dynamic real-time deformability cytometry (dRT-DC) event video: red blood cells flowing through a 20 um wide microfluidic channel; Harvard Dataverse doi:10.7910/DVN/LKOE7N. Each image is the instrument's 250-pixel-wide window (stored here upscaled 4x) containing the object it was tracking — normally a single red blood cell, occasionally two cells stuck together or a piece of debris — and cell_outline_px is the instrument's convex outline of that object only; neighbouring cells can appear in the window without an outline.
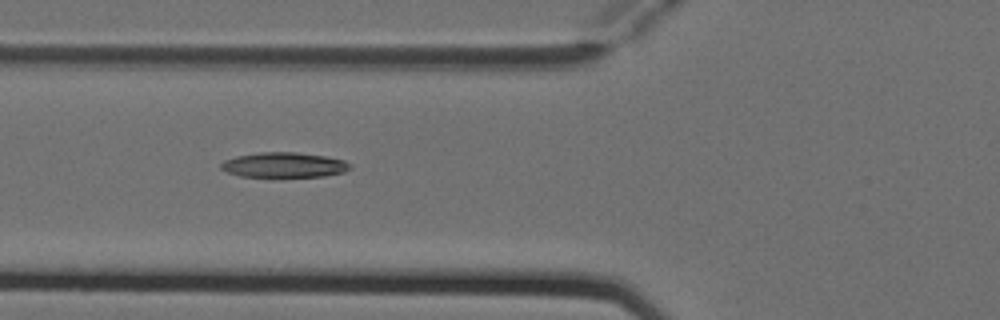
{"species": "Egyptian fruit bat (a non-hibernating species)", "species_latin": "Rousettus aegyptiacus", "temperature_condition": "cold", "stored_images_in_passage": 8, "camera_frame_rate_fps": 3000, "um_per_image_px": 0.085, "animal": {"sex": "female"}, "frame": {"image": 1, "passage_image": 6, "time_ms": 1.667, "image_size_px": [1000, 320], "cell_outline_px": [[352, 168], [344, 172], [324, 176], [240, 176], [228, 172], [220, 168], [220, 164], [224, 160], [236, 156], [260, 152], [296, 152], [324, 156], [344, 160], [352, 164]], "centroid_in_image_um": [24.16, 14.01], "position_along_channel_um": 101.6, "area_um2": 18.73}}
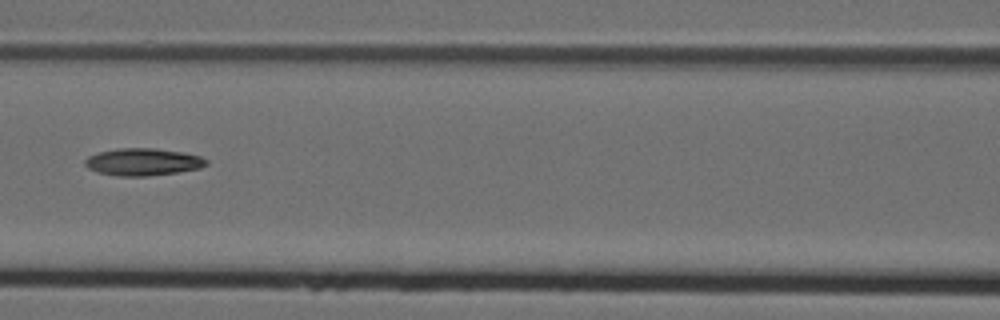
{"frame": {"image": 2, "passage_image": 7, "time_ms": 2.0, "image_size_px": [1000, 320], "cell_outline_px": [[208, 164], [200, 168], [180, 172], [148, 176], [116, 176], [96, 172], [88, 168], [84, 164], [84, 160], [88, 156], [100, 152], [116, 148], [156, 148], [184, 152], [200, 156], [208, 160]], "centroid_in_image_um": [12.16, 13.76], "position_along_channel_um": 154.4, "area_um2": 19.54}}
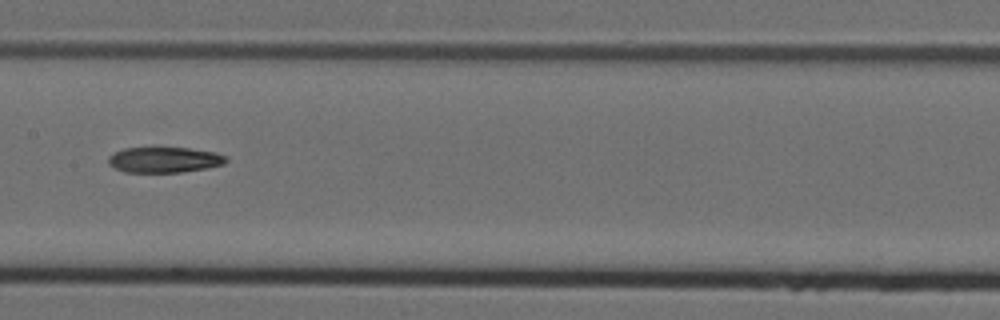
{"frame": {"image": 3, "passage_image": 8, "time_ms": 2.333, "image_size_px": [1000, 320], "cell_outline_px": [[228, 160], [224, 164], [208, 168], [180, 172], [124, 172], [108, 164], [108, 156], [124, 148], [188, 148], [216, 152], [228, 156]], "centroid_in_image_um": [14.01, 13.58], "position_along_channel_um": 193.4, "area_um2": 17.57}}